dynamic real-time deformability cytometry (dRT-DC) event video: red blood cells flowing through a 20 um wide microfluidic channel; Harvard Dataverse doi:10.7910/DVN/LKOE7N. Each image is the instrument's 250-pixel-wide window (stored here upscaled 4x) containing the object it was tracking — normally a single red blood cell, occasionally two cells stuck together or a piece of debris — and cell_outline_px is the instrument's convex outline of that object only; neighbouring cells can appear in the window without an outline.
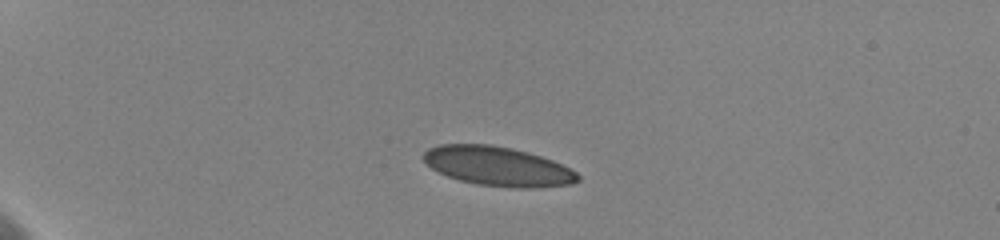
{"species": "human", "species_latin": "Homo sapiens", "temperature_condition": "cold", "stored_images_in_passage": 22, "camera_frame_rate_fps": 3000, "um_per_image_px": 0.085, "donor": {"sex": "female"}, "frame": {"image": 1, "passage_image": 4, "time_ms": 3.333, "image_size_px": [1000, 240], "cell_outline_px": [[580, 180], [572, 184], [536, 188], [512, 188], [476, 184], [460, 180], [448, 176], [432, 168], [420, 156], [428, 148], [440, 144], [492, 144], [512, 148], [528, 152], [552, 160], [576, 172], [580, 176]], "centroid_in_image_um": [42.31, 14.13], "position_along_channel_um": 42.7, "area_um2": 35.43}}